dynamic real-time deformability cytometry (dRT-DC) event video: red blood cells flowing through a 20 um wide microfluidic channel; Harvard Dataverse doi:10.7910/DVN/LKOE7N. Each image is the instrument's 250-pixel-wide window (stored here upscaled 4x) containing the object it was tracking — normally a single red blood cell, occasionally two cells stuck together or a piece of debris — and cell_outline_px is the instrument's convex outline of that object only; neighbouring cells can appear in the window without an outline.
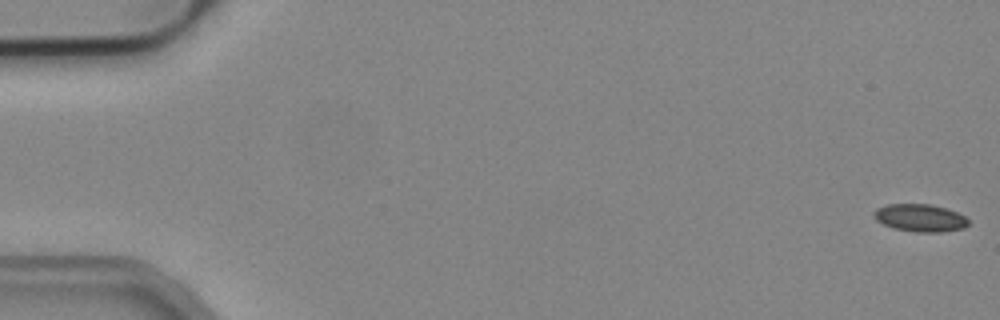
{"species": "common noctule bat (a hibernating species)", "species_latin": "Nyctalus noctula", "temperature_condition": "cold", "stored_images_in_passage": 53, "camera_frame_rate_fps": 3000, "um_per_image_px": 0.085, "animal": {"sex": "male", "body_mass_g": 19.2, "forearm_length_mm": 51.8}, "frame": {"image": 1, "passage_image": 1, "time_ms": 0.0, "image_size_px": [1000, 320], "cell_outline_px": [[968, 224], [964, 228], [944, 232], [916, 232], [892, 228], [876, 220], [872, 216], [872, 212], [876, 208], [888, 204], [932, 204], [956, 212], [964, 216], [968, 220]], "centroid_in_image_um": [78.17, 18.52], "position_along_channel_um": 6.8, "area_um2": 15.26}}
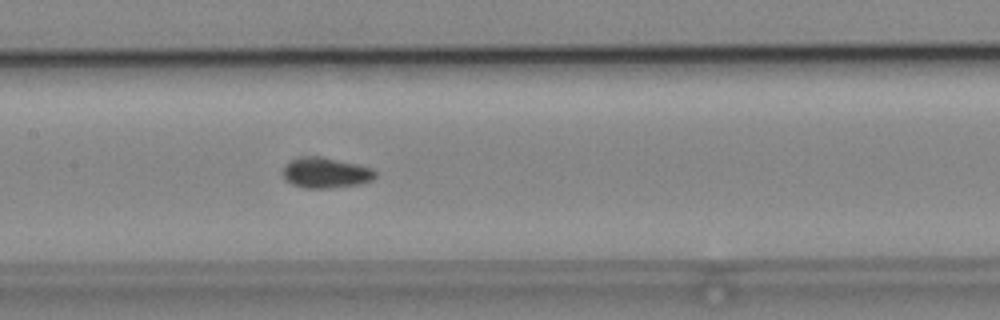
{"frame": {"image": 2, "passage_image": 26, "time_ms": 8.333, "image_size_px": [1000, 320], "cell_outline_px": [[376, 176], [372, 180], [360, 184], [332, 188], [304, 188], [292, 184], [284, 180], [280, 172], [284, 164], [292, 160], [312, 156], [320, 156], [356, 164], [372, 168], [376, 172]], "centroid_in_image_um": [27.64, 14.7], "position_along_channel_um": 179.8, "area_um2": 16.53}}
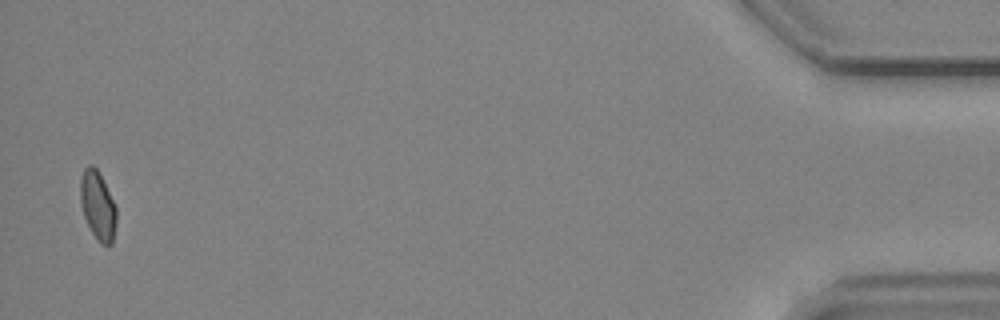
{"frame": {"image": 3, "passage_image": 52, "time_ms": 17.0, "image_size_px": [1000, 320], "cell_outline_px": [[116, 224], [112, 244], [108, 248], [100, 244], [92, 232], [84, 216], [80, 204], [80, 180], [84, 168], [88, 164], [92, 164], [100, 172], [116, 208]], "centroid_in_image_um": [8.31, 17.48], "position_along_channel_um": 426.9, "area_um2": 14.62}, "authors_computed_cell_mechanics": {"area_um2": 15.2014, "velocity_mm_per_s": 3.9106, "shape_relaxation_time_tau1_ms": null, "shape_relaxation_time_tau2_ms": 4.0461, "deformation_change_tau1": null, "deformation_change_tau2": 0.0702}}